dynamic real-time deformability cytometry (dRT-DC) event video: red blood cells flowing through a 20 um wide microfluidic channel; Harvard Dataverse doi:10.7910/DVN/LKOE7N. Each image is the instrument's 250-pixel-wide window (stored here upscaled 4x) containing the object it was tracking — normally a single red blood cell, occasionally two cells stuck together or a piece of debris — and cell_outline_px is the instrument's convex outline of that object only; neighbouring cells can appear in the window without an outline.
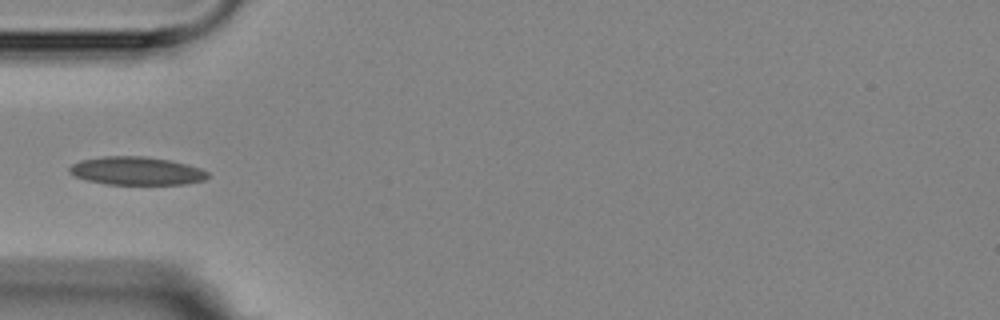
{"species": "Egyptian fruit bat (a non-hibernating species)", "species_latin": "Rousettus aegyptiacus", "temperature_condition": "room temperature", "stored_images_in_passage": 15, "camera_frame_rate_fps": 3000, "um_per_image_px": 0.085, "animal": {"sex": "female"}, "frame": {"image": 1, "passage_image": 5, "time_ms": 4.667, "image_size_px": [1000, 320], "cell_outline_px": [[208, 176], [204, 180], [184, 184], [104, 184], [88, 180], [76, 176], [68, 172], [68, 168], [72, 164], [80, 160], [104, 156], [144, 156], [168, 160], [188, 164], [200, 168], [208, 172]], "centroid_in_image_um": [11.59, 14.52], "position_along_channel_um": 73.4, "area_um2": 22.66}}
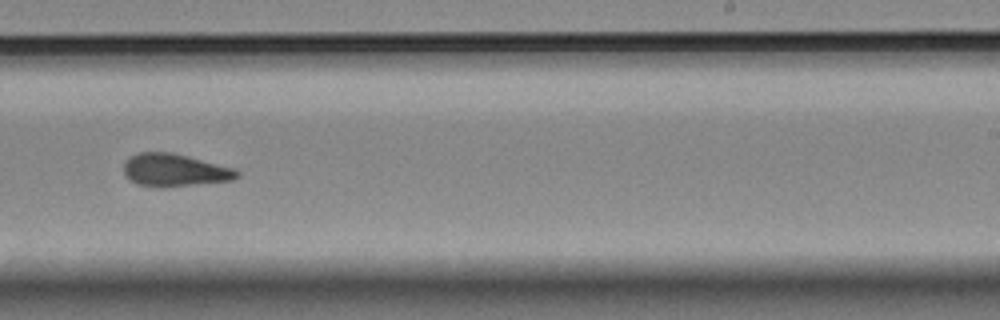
{"frame": {"image": 2, "passage_image": 10, "time_ms": 10.333, "image_size_px": [1000, 320], "cell_outline_px": [[240, 176], [232, 180], [164, 188], [136, 184], [124, 176], [124, 164], [136, 152], [172, 152], [236, 168], [240, 172]], "centroid_in_image_um": [14.86, 14.47], "position_along_channel_um": 274.1, "area_um2": 21.79}}
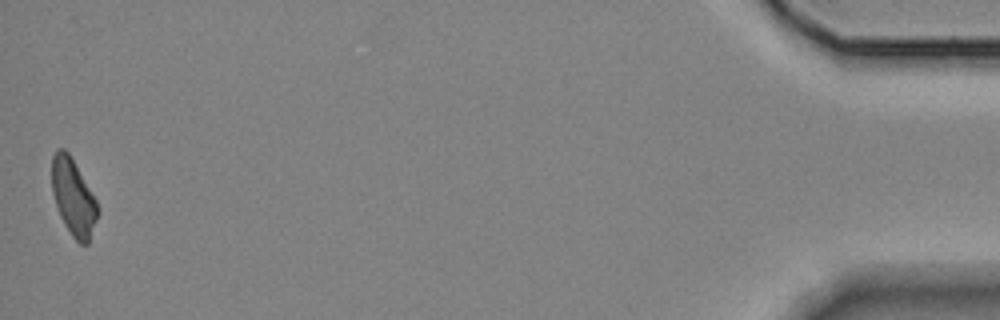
{"frame": {"image": 3, "passage_image": 15, "time_ms": 17.333, "image_size_px": [1000, 320], "cell_outline_px": [[100, 212], [88, 244], [80, 244], [72, 236], [64, 224], [60, 216], [52, 192], [52, 156], [56, 148], [64, 148], [68, 152], [96, 200]], "centroid_in_image_um": [6.23, 16.78], "position_along_channel_um": 429.0, "area_um2": 20.35}, "authors_computed_cell_mechanics": {"area_um2": 21.675, "velocity_mm_per_s": 3.5426, "shape_relaxation_time_tau1_ms": 5.9381, "shape_relaxation_time_tau2_ms": 3.1822, "deformation_change_tau1": 0.1397, "deformation_change_tau2": 0.096}}